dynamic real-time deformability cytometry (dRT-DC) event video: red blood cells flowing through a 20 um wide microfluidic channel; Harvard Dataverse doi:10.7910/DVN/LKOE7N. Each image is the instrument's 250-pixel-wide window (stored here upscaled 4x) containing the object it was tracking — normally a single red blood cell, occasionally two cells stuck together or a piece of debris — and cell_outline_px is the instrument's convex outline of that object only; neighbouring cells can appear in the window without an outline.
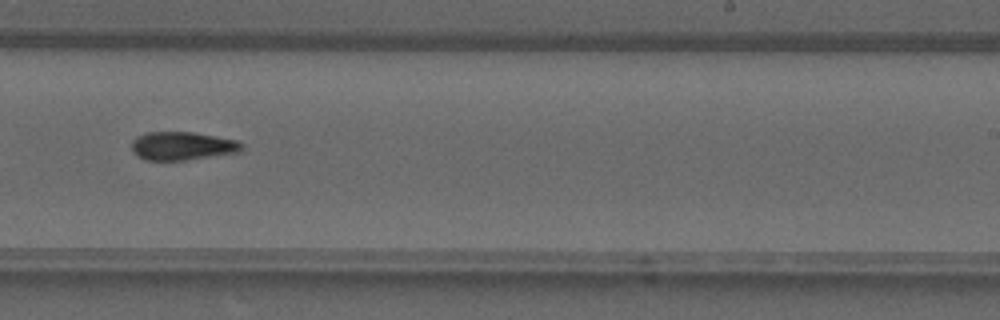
{"species": "common noctule bat (a hibernating species)", "species_latin": "Nyctalus noctula", "temperature_condition": "warm", "stored_images_in_passage": 28, "camera_frame_rate_fps": 3000, "um_per_image_px": 0.085, "animal": {"sex": "male", "forearm_length_mm": 52.5}, "frame": {"image": 1, "passage_image": 13, "time_ms": 4.0, "image_size_px": [1000, 320], "cell_outline_px": [[244, 148], [240, 152], [184, 160], [144, 160], [136, 156], [132, 152], [132, 140], [136, 136], [148, 132], [192, 132], [236, 140], [244, 144]], "centroid_in_image_um": [15.47, 12.41], "position_along_channel_um": 273.5, "area_um2": 18.26}}
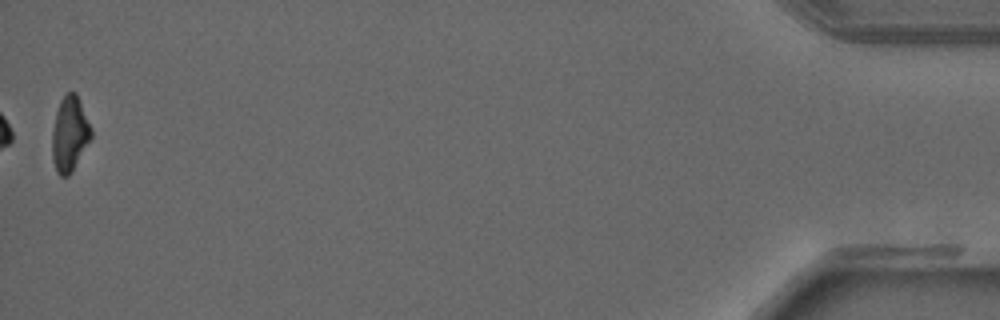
{"frame": {"image": 2, "passage_image": 28, "time_ms": 9.0, "image_size_px": [1000, 320], "cell_outline_px": [[92, 136], [72, 172], [68, 176], [60, 176], [56, 172], [52, 160], [52, 132], [56, 112], [60, 100], [68, 92], [76, 92], [92, 128]], "centroid_in_image_um": [5.92, 11.4], "position_along_channel_um": 429.3, "area_um2": 17.11}}